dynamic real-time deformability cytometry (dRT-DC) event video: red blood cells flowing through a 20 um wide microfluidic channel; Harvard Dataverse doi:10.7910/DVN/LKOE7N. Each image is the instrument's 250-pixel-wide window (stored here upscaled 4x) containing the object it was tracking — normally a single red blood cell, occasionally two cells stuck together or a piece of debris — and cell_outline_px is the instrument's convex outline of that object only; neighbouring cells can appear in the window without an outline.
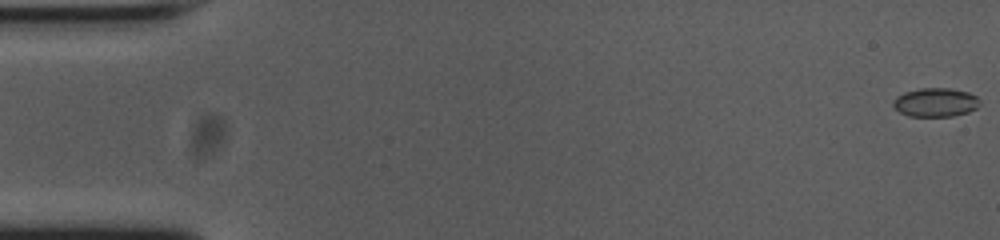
{"species": "common noctule bat (a hibernating species)", "species_latin": "Nyctalus noctula", "temperature_condition": "cold", "stored_images_in_passage": 12, "camera_frame_rate_fps": 3000, "um_per_image_px": 0.085, "animal": {"sex": "female", "body_mass_g": 23.0, "forearm_length_mm": 53.4}, "frame": {"image": 1, "passage_image": 1, "time_ms": 0.0, "image_size_px": [1000, 240], "cell_outline_px": [[980, 104], [976, 108], [968, 112], [952, 116], [908, 116], [892, 108], [892, 100], [896, 96], [904, 92], [920, 88], [948, 88], [968, 92], [976, 96], [980, 100]], "centroid_in_image_um": [79.48, 8.7], "position_along_channel_um": 5.5, "area_um2": 14.68}}